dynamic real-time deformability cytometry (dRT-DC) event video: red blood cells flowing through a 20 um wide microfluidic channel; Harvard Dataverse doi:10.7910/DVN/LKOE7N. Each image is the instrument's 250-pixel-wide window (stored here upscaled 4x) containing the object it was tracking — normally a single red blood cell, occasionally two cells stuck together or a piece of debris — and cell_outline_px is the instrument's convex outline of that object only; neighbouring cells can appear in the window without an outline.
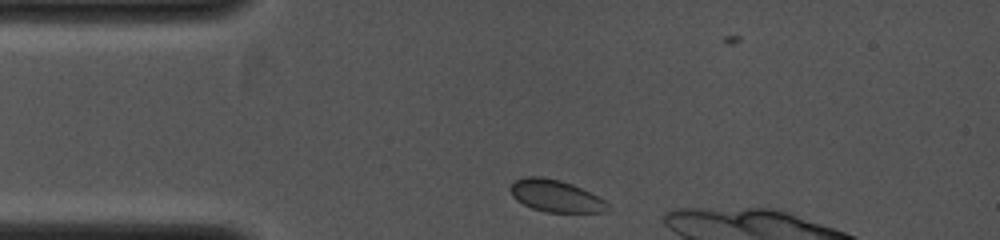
{"species": "common noctule bat (a hibernating species)", "species_latin": "Nyctalus noctula", "temperature_condition": "cold", "stored_images_in_passage": 3, "camera_frame_rate_fps": 4000, "um_per_image_px": 0.085, "animal": {"sex": "female", "body_mass_g": 19.0, "forearm_length_mm": 53.3}, "frame": {"image": 1, "passage_image": 1, "time_ms": 0.0, "image_size_px": [1000, 240], "cell_outline_px": [[612, 208], [604, 212], [544, 212], [532, 208], [516, 200], [512, 196], [508, 188], [516, 180], [524, 176], [540, 176], [560, 180], [572, 184], [604, 200]], "centroid_in_image_um": [47.2, 16.65], "position_along_channel_um": 37.8, "area_um2": 18.15}}
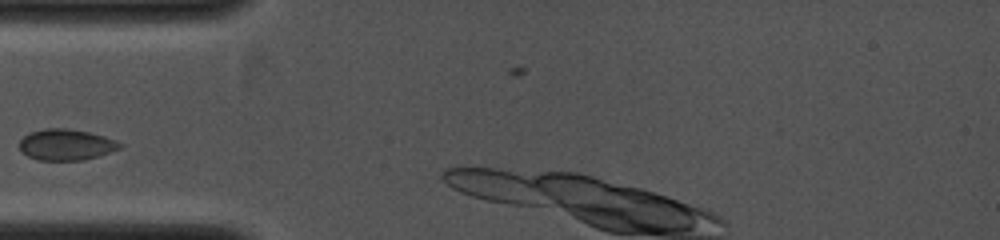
{"frame": {"image": 2, "passage_image": 2, "time_ms": 1.25, "image_size_px": [1000, 240], "cell_outline_px": [[124, 144], [120, 148], [112, 152], [100, 156], [84, 160], [40, 160], [28, 156], [20, 148], [20, 140], [24, 136], [32, 132], [44, 128], [64, 128], [88, 132], [104, 136], [116, 140]], "centroid_in_image_um": [5.67, 12.3], "position_along_channel_um": 79.3, "area_um2": 18.15}}